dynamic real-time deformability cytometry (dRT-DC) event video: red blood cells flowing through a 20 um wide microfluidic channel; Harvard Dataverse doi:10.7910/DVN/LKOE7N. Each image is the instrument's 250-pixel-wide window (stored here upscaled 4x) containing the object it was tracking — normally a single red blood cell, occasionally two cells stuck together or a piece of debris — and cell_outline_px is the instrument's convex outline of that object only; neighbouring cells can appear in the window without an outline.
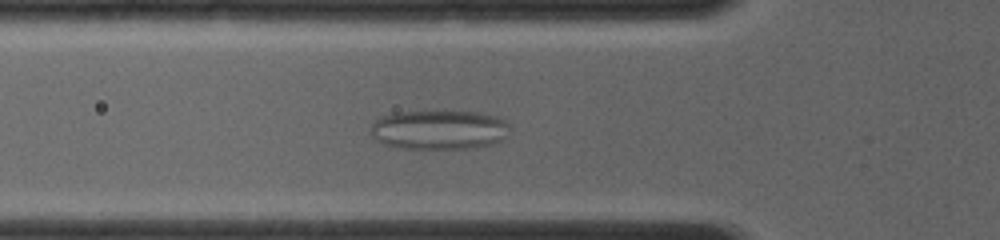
{"species": "common noctule bat (a hibernating species)", "species_latin": "Nyctalus noctula", "temperature_condition": "room temperature", "stored_images_in_passage": 19, "camera_frame_rate_fps": 4000, "um_per_image_px": 0.085, "animal": {"sex": "female", "body_mass_g": 19.0, "forearm_length_mm": 56.7}, "frame": {"image": 1, "passage_image": 10, "time_ms": 4.25, "image_size_px": [1000, 240], "cell_outline_px": [[512, 128], [504, 140], [492, 144], [468, 148], [404, 148], [384, 144], [376, 140], [372, 136], [372, 124], [380, 116], [396, 112], [480, 112], [496, 116], [504, 120]], "centroid_in_image_um": [37.37, 11.03], "position_along_channel_um": 88.4, "area_um2": 31.85}}
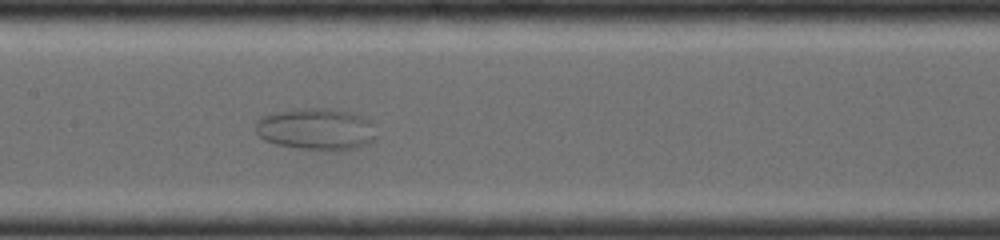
{"frame": {"image": 2, "passage_image": 15, "time_ms": 6.5, "image_size_px": [1000, 240], "cell_outline_px": [[376, 140], [368, 144], [356, 148], [332, 152], [324, 152], [276, 144], [264, 140], [256, 132], [256, 120], [264, 116], [276, 112], [304, 108], [324, 108], [348, 112], [364, 116], [372, 120], [376, 136]], "centroid_in_image_um": [26.94, 11.0], "position_along_channel_um": 180.5, "area_um2": 29.82}}
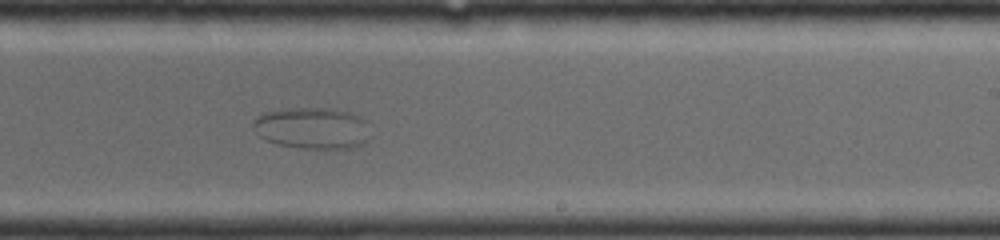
{"frame": {"image": 3, "passage_image": 19, "time_ms": 8.5, "image_size_px": [1000, 240], "cell_outline_px": [[368, 140], [356, 148], [304, 148], [276, 144], [264, 140], [256, 132], [252, 124], [264, 112], [292, 108], [324, 108], [348, 112], [360, 116], [364, 120]], "centroid_in_image_um": [26.52, 10.9], "position_along_channel_um": 262.5, "area_um2": 27.92}}